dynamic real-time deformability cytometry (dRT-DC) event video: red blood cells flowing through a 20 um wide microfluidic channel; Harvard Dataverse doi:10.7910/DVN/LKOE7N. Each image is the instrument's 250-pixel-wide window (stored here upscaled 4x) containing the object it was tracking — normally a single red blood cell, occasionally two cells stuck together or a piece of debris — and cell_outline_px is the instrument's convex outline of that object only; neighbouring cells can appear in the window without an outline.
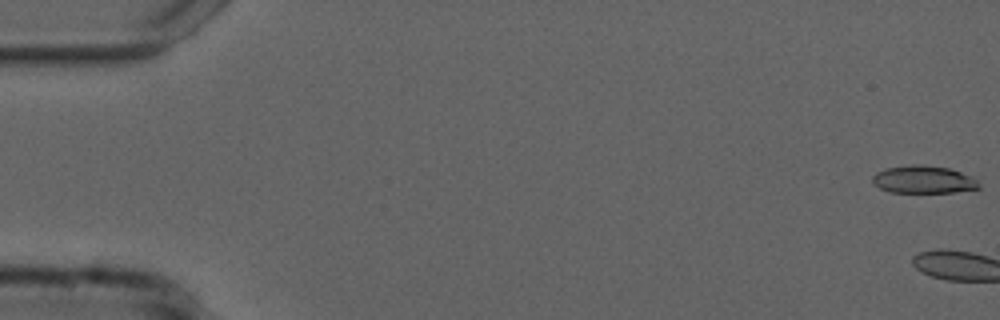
{"species": "common noctule bat (a hibernating species)", "species_latin": "Nyctalus noctula", "temperature_condition": "cold", "stored_images_in_passage": 3, "camera_frame_rate_fps": 3000, "um_per_image_px": 0.085, "animal": {"sex": "male", "forearm_length_mm": 52.5}, "frame": {"image": 1, "passage_image": 1, "time_ms": 0.0, "image_size_px": [1000, 320], "cell_outline_px": [[980, 188], [952, 192], [892, 192], [880, 188], [872, 184], [872, 176], [876, 172], [884, 168], [912, 164], [920, 164], [948, 168], [972, 176], [980, 184]], "centroid_in_image_um": [78.46, 15.25], "position_along_channel_um": 6.5, "area_um2": 17.17}}